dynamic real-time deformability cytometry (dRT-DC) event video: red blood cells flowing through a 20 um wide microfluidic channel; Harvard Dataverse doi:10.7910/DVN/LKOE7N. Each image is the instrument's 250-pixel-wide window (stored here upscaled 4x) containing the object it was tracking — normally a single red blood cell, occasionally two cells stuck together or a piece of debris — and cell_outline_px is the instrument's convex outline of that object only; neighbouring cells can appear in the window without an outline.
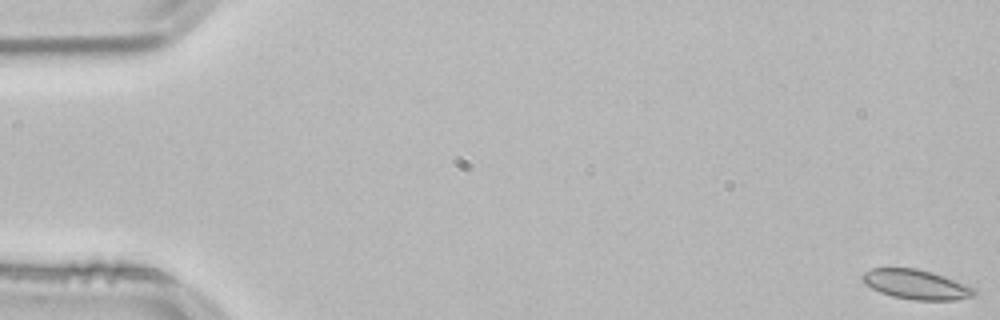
{"species": "common noctule bat (a hibernating species)", "species_latin": "Nyctalus noctula", "temperature_condition": "room temperature", "stored_images_in_passage": 55, "camera_frame_rate_fps": 3000, "um_per_image_px": 0.085, "animal": {"sex": "male", "body_mass_g": 21.5, "forearm_length_mm": 52.0}, "frame": {"image": 1, "passage_image": 1, "time_ms": 0.0, "image_size_px": [1000, 320], "cell_outline_px": [[976, 296], [952, 300], [916, 300], [892, 296], [880, 292], [864, 284], [860, 276], [864, 272], [872, 268], [916, 268], [932, 272], [944, 276], [976, 288]], "centroid_in_image_um": [77.87, 24.17], "position_along_channel_um": 7.1, "area_um2": 19.36}}
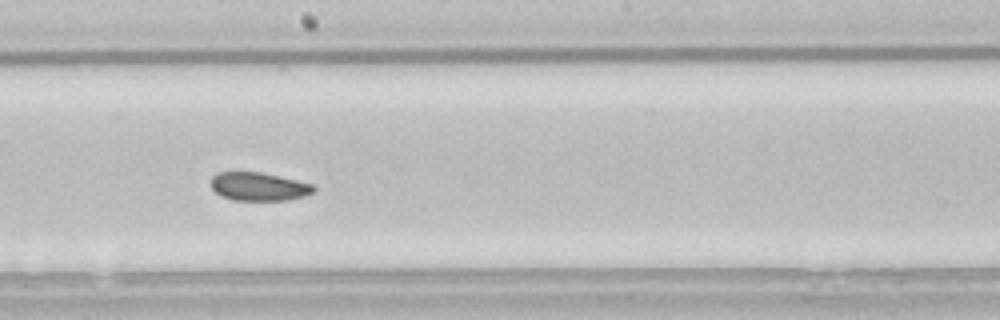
{"frame": {"image": 2, "passage_image": 30, "time_ms": 9.667, "image_size_px": [1000, 320], "cell_outline_px": [[316, 192], [304, 196], [288, 200], [232, 200], [220, 196], [212, 188], [212, 176], [216, 172], [260, 172], [280, 176], [312, 184], [316, 188]], "centroid_in_image_um": [22.01, 15.86], "position_along_channel_um": 226.2, "area_um2": 17.05}}
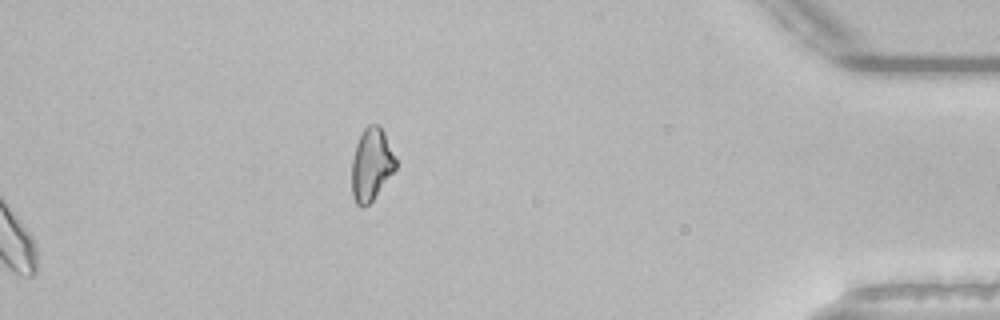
{"frame": {"image": 3, "passage_image": 55, "time_ms": 18.0, "image_size_px": [1000, 320], "cell_outline_px": [[396, 168], [372, 200], [364, 208], [360, 208], [356, 204], [352, 196], [352, 160], [356, 144], [364, 128], [368, 124], [380, 124], [384, 132], [396, 160]], "centroid_in_image_um": [31.55, 13.98], "position_along_channel_um": 403.7, "area_um2": 18.44}, "authors_computed_cell_mechanics": {"area_um2": 18.496, "velocity_mm_per_s": 3.8112, "shape_relaxation_time_tau1_ms": 4.2704, "shape_relaxation_time_tau2_ms": 2.9337, "deformation_change_tau1": 0.0609, "deformation_change_tau2": 0.0502}}